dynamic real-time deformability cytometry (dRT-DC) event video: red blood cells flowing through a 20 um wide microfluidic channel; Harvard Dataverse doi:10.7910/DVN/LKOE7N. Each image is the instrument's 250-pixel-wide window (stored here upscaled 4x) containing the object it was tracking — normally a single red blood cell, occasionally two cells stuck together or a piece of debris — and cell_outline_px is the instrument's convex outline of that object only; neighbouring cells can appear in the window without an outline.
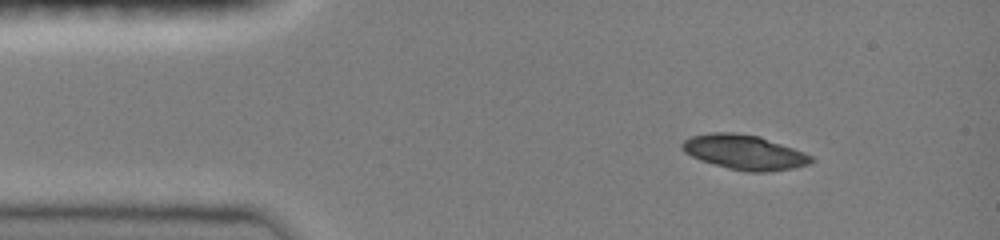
{"species": "common noctule bat (a hibernating species)", "species_latin": "Nyctalus noctula", "temperature_condition": "room temperature", "stored_images_in_passage": 41, "camera_frame_rate_fps": 3000, "um_per_image_px": 0.085, "animal": {"sex": "female", "body_mass_g": 19.0, "forearm_length_mm": 51.5}, "frame": {"image": 1, "passage_image": 1, "time_ms": 0.0, "image_size_px": [1000, 240], "cell_outline_px": [[816, 160], [812, 164], [792, 168], [764, 172], [744, 172], [728, 168], [700, 160], [684, 152], [680, 148], [680, 144], [684, 140], [692, 136], [712, 132], [732, 132], [760, 136], [804, 152], [812, 156]], "centroid_in_image_um": [63.28, 12.94], "position_along_channel_um": 21.7, "area_um2": 26.24}}
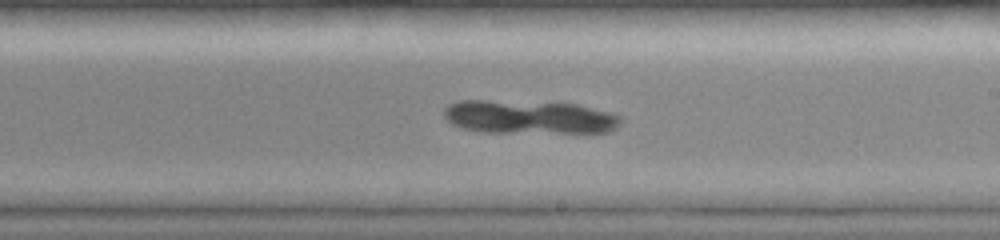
{"frame": {"image": 2, "passage_image": 22, "time_ms": 7.0, "image_size_px": [1000, 240], "cell_outline_px": [[624, 120], [616, 128], [608, 132], [480, 132], [464, 128], [452, 124], [444, 116], [444, 108], [448, 104], [460, 100], [484, 100], [576, 104], [608, 112], [620, 116]], "centroid_in_image_um": [44.96, 9.95], "position_along_channel_um": 244.0, "area_um2": 34.33}}
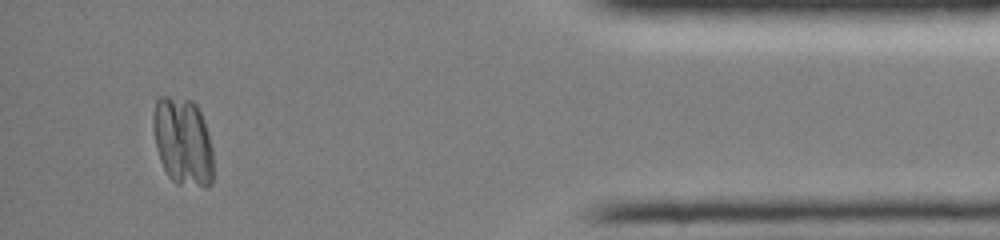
{"frame": {"image": 3, "passage_image": 38, "time_ms": 12.333, "image_size_px": [1000, 240], "cell_outline_px": [[212, 184], [208, 188], [204, 188], [176, 184], [168, 176], [160, 160], [156, 148], [152, 128], [152, 116], [156, 100], [160, 96], [168, 96], [192, 100], [196, 104], [204, 120], [212, 148]], "centroid_in_image_um": [15.53, 12.05], "position_along_channel_um": 419.7, "area_um2": 31.33}}